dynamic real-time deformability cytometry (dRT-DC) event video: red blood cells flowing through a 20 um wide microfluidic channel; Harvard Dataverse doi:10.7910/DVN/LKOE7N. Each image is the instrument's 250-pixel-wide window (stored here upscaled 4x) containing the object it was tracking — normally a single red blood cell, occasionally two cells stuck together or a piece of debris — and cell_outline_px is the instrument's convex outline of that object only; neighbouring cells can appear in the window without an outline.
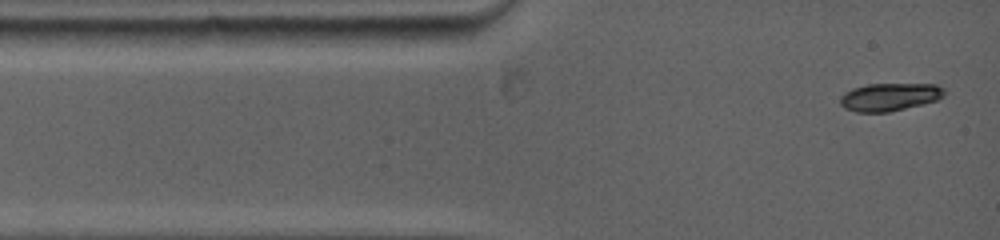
{"species": "common noctule bat (a hibernating species)", "species_latin": "Nyctalus noctula", "temperature_condition": "warm", "stored_images_in_passage": 13, "camera_frame_rate_fps": 5000, "um_per_image_px": 0.085, "animal": {"sex": "female", "body_mass_g": 19.0, "forearm_length_mm": 53.3}, "frame": {"image": 1, "passage_image": 1, "time_ms": 0.0, "image_size_px": [1000, 240], "cell_outline_px": [[944, 96], [936, 100], [924, 104], [888, 112], [856, 112], [844, 108], [840, 104], [840, 96], [844, 92], [852, 88], [868, 84], [936, 84], [944, 88]], "centroid_in_image_um": [75.6, 8.24], "position_along_channel_um": 9.4, "area_um2": 16.99}}
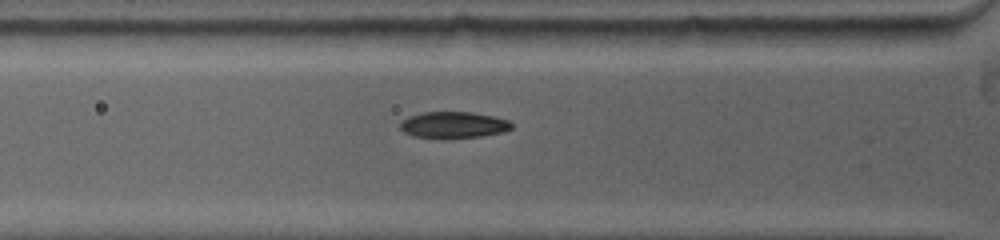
{"frame": {"image": 2, "passage_image": 6, "time_ms": 3.0, "image_size_px": [1000, 240], "cell_outline_px": [[512, 128], [504, 132], [480, 136], [444, 140], [412, 136], [404, 132], [400, 128], [400, 120], [408, 116], [420, 112], [472, 112], [492, 116], [508, 120], [512, 124]], "centroid_in_image_um": [38.49, 10.64], "position_along_channel_um": 87.3, "area_um2": 17.63}}
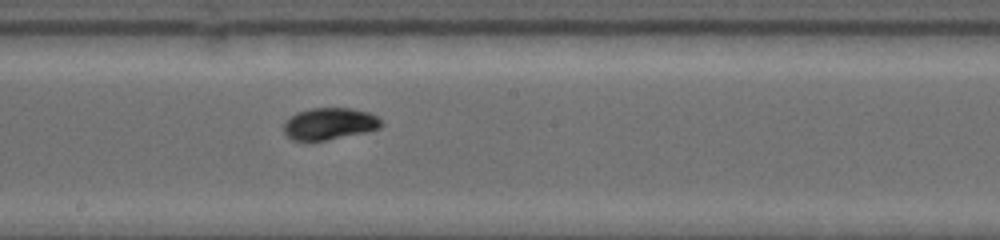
{"frame": {"image": 3, "passage_image": 13, "time_ms": 6.4, "image_size_px": [1000, 240], "cell_outline_px": [[384, 124], [380, 128], [364, 132], [308, 144], [292, 140], [284, 132], [284, 124], [296, 112], [312, 108], [352, 108], [368, 112], [376, 116]], "centroid_in_image_um": [27.97, 10.55], "position_along_channel_um": 220.2, "area_um2": 18.38}}